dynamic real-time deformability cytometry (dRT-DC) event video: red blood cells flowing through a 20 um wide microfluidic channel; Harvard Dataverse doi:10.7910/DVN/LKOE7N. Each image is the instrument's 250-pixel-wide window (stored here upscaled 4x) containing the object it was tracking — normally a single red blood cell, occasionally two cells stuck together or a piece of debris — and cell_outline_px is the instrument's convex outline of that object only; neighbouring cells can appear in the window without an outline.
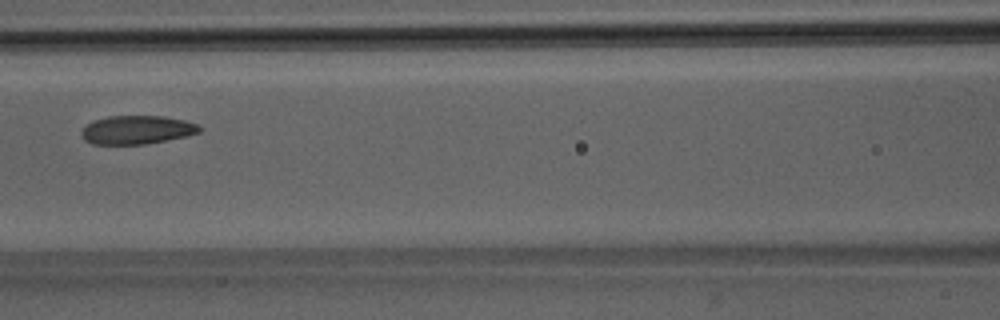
{"species": "Egyptian fruit bat (a non-hibernating species)", "species_latin": "Rousettus aegyptiacus", "temperature_condition": "room temperature", "stored_images_in_passage": 5, "camera_frame_rate_fps": 3000, "um_per_image_px": 0.085, "animal": {"sex": "male"}, "frame": {"image": 1, "passage_image": 5, "time_ms": 5.667, "image_size_px": [1000, 320], "cell_outline_px": [[200, 132], [184, 136], [144, 144], [92, 144], [84, 140], [80, 132], [88, 124], [96, 120], [108, 116], [164, 116], [184, 120], [200, 124]], "centroid_in_image_um": [11.63, 11.03], "position_along_channel_um": 155.0, "area_um2": 19.42}}